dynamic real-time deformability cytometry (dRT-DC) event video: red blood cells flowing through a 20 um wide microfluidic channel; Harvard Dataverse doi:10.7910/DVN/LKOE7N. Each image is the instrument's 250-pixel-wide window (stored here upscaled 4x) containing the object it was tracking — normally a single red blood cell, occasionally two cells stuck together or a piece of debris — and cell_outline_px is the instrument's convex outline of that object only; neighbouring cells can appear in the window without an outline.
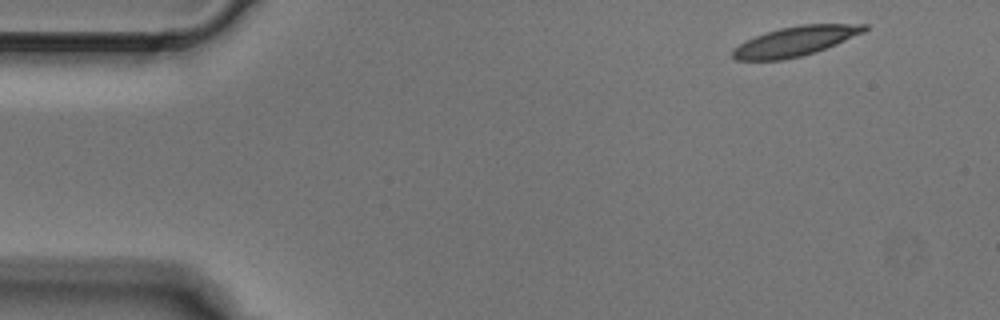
{"species": "Egyptian fruit bat (a non-hibernating species)", "species_latin": "Rousettus aegyptiacus", "temperature_condition": "cold", "stored_images_in_passage": 3, "segment_of_instrument_passage": [2, 2], "camera_frame_rate_fps": 3000, "um_per_image_px": 0.085, "animal": {"sex": "male"}, "frame": {"image": 1, "passage_image": 3, "time_ms": 0.667, "image_size_px": [1000, 320], "cell_outline_px": [[868, 28], [864, 32], [836, 44], [816, 52], [784, 60], [736, 60], [732, 56], [732, 48], [744, 40], [780, 28], [800, 24], [868, 24]], "centroid_in_image_um": [67.58, 3.5], "position_along_channel_um": 17.4, "area_um2": 22.72}}